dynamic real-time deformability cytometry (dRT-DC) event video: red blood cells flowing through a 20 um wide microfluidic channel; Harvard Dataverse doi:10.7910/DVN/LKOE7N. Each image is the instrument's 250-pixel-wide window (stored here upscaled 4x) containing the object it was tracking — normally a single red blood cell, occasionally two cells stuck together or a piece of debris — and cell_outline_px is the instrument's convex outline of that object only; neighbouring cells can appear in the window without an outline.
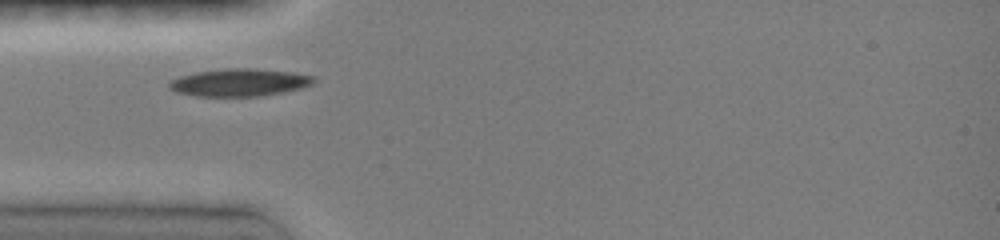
{"species": "common noctule bat (a hibernating species)", "species_latin": "Nyctalus noctula", "temperature_condition": "room temperature", "stored_images_in_passage": 14, "camera_frame_rate_fps": 3000, "um_per_image_px": 0.085, "animal": {"sex": "female", "body_mass_g": 19.0, "forearm_length_mm": 51.5}, "frame": {"image": 1, "passage_image": 1, "time_ms": 0.0, "image_size_px": [1000, 240], "cell_outline_px": [[316, 80], [312, 84], [300, 88], [280, 92], [256, 96], [196, 96], [176, 92], [168, 88], [168, 80], [180, 76], [196, 72], [228, 68], [256, 68], [292, 72], [316, 76]], "centroid_in_image_um": [20.32, 7.0], "position_along_channel_um": 64.7, "area_um2": 23.24}}
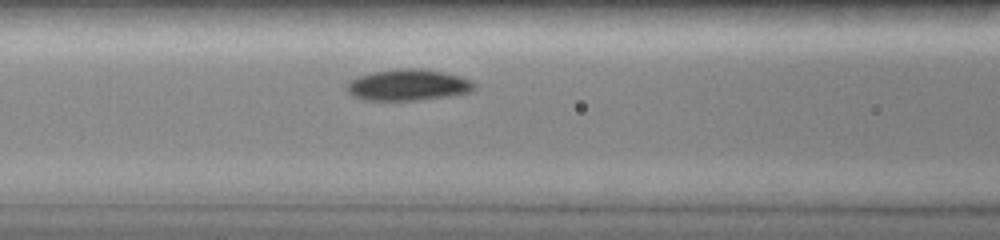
{"frame": {"image": 2, "passage_image": 5, "time_ms": 1.667, "image_size_px": [1000, 240], "cell_outline_px": [[476, 88], [472, 92], [448, 96], [420, 100], [364, 100], [352, 96], [344, 88], [348, 80], [356, 76], [396, 68], [420, 68], [444, 72], [460, 76], [472, 80], [476, 84]], "centroid_in_image_um": [34.68, 7.22], "position_along_channel_um": 131.9, "area_um2": 23.64}}
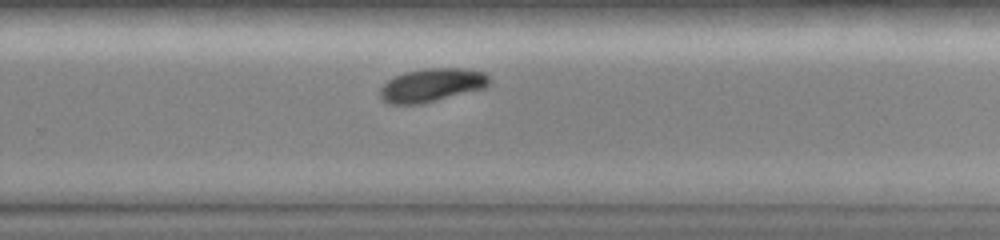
{"frame": {"image": 3, "passage_image": 14, "time_ms": 5.667, "image_size_px": [1000, 240], "cell_outline_px": [[492, 80], [484, 88], [420, 104], [388, 104], [380, 96], [380, 88], [388, 80], [404, 72], [424, 68], [464, 68], [484, 72]], "centroid_in_image_um": [36.7, 7.22], "position_along_channel_um": 293.1, "area_um2": 21.15}}